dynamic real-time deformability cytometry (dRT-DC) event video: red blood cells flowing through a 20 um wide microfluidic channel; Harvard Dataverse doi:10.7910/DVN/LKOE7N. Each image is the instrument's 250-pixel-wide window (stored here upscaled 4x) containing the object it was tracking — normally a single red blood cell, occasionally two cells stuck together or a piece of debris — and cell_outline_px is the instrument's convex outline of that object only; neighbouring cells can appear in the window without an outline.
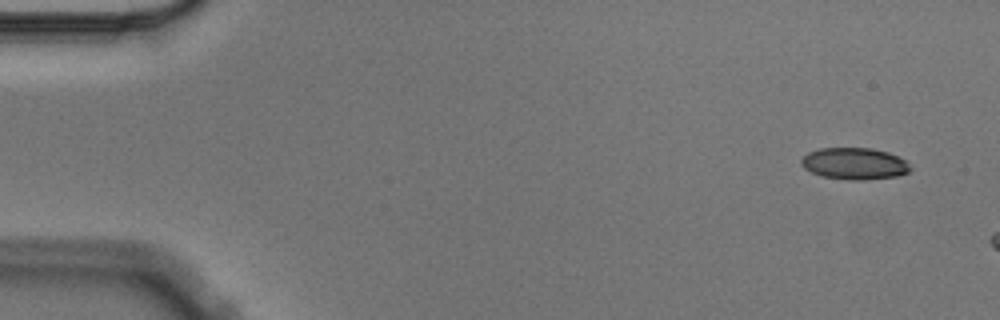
{"species": "Egyptian fruit bat (a non-hibernating species)", "species_latin": "Rousettus aegyptiacus", "temperature_condition": "cold", "stored_images_in_passage": 3, "camera_frame_rate_fps": 3000, "um_per_image_px": 0.085, "animal": {"sex": "male"}, "frame": {"image": 1, "passage_image": 1, "time_ms": 0.0, "image_size_px": [1000, 320], "cell_outline_px": [[912, 168], [908, 172], [896, 176], [860, 180], [848, 180], [820, 176], [804, 168], [800, 164], [800, 160], [808, 152], [820, 148], [872, 148], [888, 152], [904, 160]], "centroid_in_image_um": [72.59, 13.9], "position_along_channel_um": 12.4, "area_um2": 20.11}}